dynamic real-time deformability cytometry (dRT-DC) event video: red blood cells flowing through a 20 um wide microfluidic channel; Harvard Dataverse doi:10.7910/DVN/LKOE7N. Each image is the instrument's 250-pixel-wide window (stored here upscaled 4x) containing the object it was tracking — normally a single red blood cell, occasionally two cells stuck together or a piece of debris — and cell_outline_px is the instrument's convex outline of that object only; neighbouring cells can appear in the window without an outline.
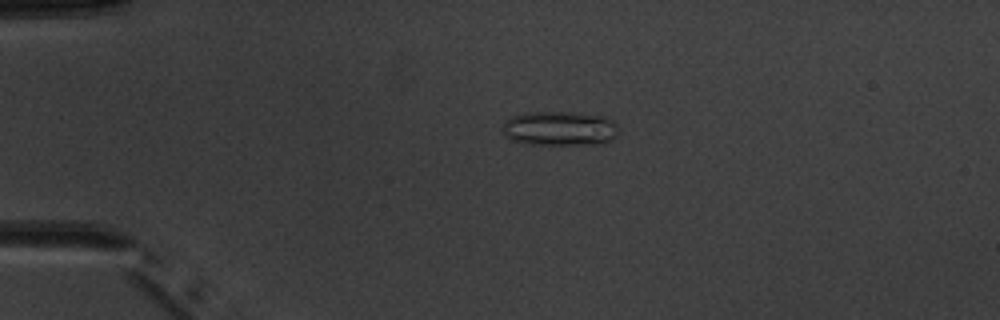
{"species": "common noctule bat (a hibernating species)", "species_latin": "Nyctalus noctula", "temperature_condition": "warm", "stored_images_in_passage": 4, "camera_frame_rate_fps": 3000, "um_per_image_px": 0.085, "animal": {"sex": "male", "body_mass_g": 20.1, "forearm_length_mm": 53.5}, "frame": {"image": 1, "passage_image": 3, "time_ms": 2.333, "image_size_px": [1000, 320], "cell_outline_px": [[620, 128], [616, 136], [600, 144], [524, 144], [512, 140], [504, 136], [504, 124], [512, 116], [524, 112], [568, 112], [604, 116], [612, 120]], "centroid_in_image_um": [47.58, 10.92], "position_along_channel_um": 37.4, "area_um2": 23.29}}